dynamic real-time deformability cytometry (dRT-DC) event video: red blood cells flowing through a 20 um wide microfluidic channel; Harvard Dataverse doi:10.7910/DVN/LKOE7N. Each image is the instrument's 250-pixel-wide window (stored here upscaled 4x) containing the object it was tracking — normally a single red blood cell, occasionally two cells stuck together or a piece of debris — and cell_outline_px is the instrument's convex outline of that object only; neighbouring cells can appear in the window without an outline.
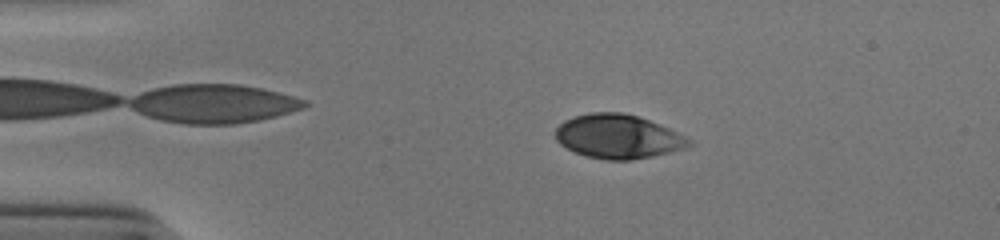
{"species": "human", "species_latin": "Homo sapiens", "temperature_condition": "cold", "stored_images_in_passage": 52, "camera_frame_rate_fps": 3000, "um_per_image_px": 0.085, "donor": {"sex": "male"}, "frame": {"image": 1, "passage_image": 10, "time_ms": 3.0, "image_size_px": [1000, 240], "cell_outline_px": [[696, 144], [688, 148], [652, 156], [632, 160], [604, 160], [584, 156], [560, 144], [556, 140], [556, 128], [564, 120], [572, 116], [588, 112], [624, 112], [660, 124], [692, 140]], "centroid_in_image_um": [52.54, 11.61], "position_along_channel_um": 32.5, "area_um2": 34.51}}
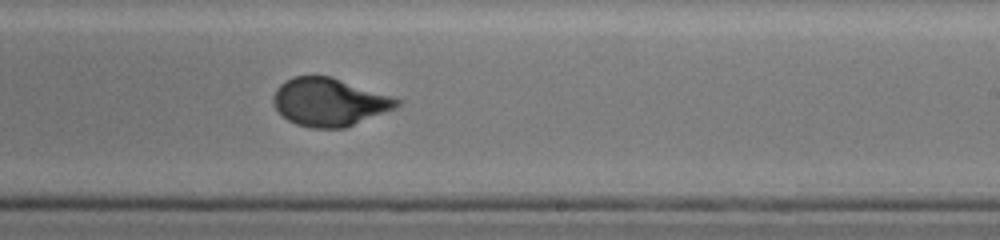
{"frame": {"image": 2, "passage_image": 32, "time_ms": 10.333, "image_size_px": [1000, 240], "cell_outline_px": [[404, 100], [396, 108], [344, 128], [312, 128], [296, 124], [288, 120], [272, 104], [272, 96], [276, 88], [284, 80], [292, 76], [332, 76]], "centroid_in_image_um": [27.99, 8.66], "position_along_channel_um": 261.0, "area_um2": 34.74}}
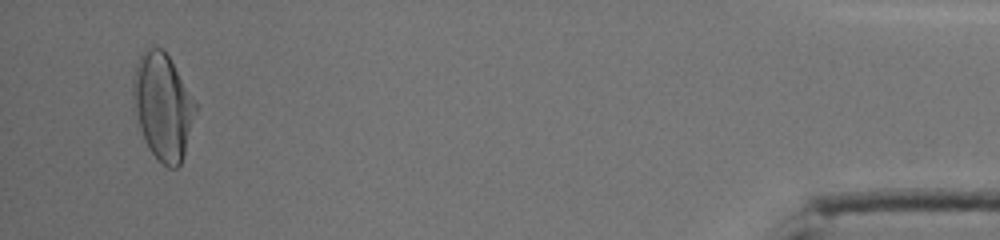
{"frame": {"image": 3, "passage_image": 50, "time_ms": 16.333, "image_size_px": [1000, 240], "cell_outline_px": [[196, 112], [184, 152], [180, 164], [176, 168], [168, 168], [152, 152], [144, 140], [132, 108], [132, 76], [136, 64], [144, 48], [160, 48], [168, 56], [196, 104]], "centroid_in_image_um": [13.78, 9.04], "position_along_channel_um": 421.4, "area_um2": 38.21}, "authors_computed_cell_mechanics": {"area_um2": 34.7667, "velocity_mm_per_s": 3.8867, "shape_relaxation_time_tau1_ms": 5.0578, "shape_relaxation_time_tau2_ms": null, "deformation_change_tau1": 0.2029, "deformation_change_tau2": null}}